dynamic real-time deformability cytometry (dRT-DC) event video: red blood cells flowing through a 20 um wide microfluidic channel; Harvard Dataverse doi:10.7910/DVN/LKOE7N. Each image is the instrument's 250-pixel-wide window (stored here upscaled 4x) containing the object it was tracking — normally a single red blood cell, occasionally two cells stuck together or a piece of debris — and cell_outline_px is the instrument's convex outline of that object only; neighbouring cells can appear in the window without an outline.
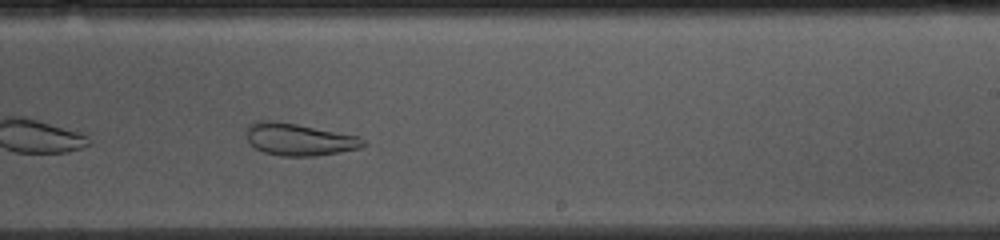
{"species": "common noctule bat (a hibernating species)", "species_latin": "Nyctalus noctula", "temperature_condition": "cold", "stored_images_in_passage": 48, "camera_frame_rate_fps": 3000, "um_per_image_px": 0.085, "animal": {"sex": "female", "body_mass_g": 10.0, "forearm_length_mm": 53.1}, "frame": {"image": 1, "passage_image": 28, "time_ms": 9.0, "image_size_px": [1000, 240], "cell_outline_px": [[368, 144], [360, 148], [340, 152], [312, 156], [280, 156], [264, 152], [248, 144], [248, 124], [260, 120], [276, 120], [360, 136], [368, 140]], "centroid_in_image_um": [25.47, 11.85], "position_along_channel_um": 263.5, "area_um2": 22.14}, "authors_computed_cell_mechanics": {"area_um2": 28.6688, "velocity_mm_per_s": 3.6524, "shape_relaxation_time_tau1_ms": null, "shape_relaxation_time_tau2_ms": 1.9642, "deformation_change_tau1": null, "deformation_change_tau2": 0.0892}}